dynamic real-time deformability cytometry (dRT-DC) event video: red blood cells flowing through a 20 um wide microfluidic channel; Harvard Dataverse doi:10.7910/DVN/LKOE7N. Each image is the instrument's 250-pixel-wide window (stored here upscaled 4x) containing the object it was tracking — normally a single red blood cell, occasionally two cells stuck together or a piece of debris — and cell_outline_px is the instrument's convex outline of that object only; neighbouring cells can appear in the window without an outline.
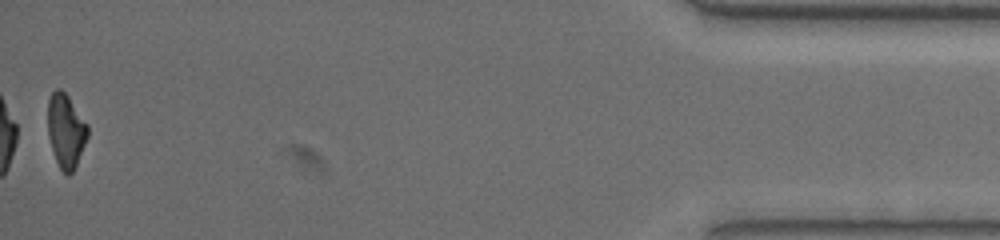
{"species": "common noctule bat (a hibernating species)", "species_latin": "Nyctalus noctula", "temperature_condition": "warm", "stored_images_in_passage": 50, "segment_of_instrument_passage": [2, 2], "camera_frame_rate_fps": 3000, "um_per_image_px": 0.085, "animal": {"sex": "female", "body_mass_g": 19.5, "forearm_length_mm": 54.1}, "frame": {"image": 1, "passage_image": 50, "time_ms": 16.333, "image_size_px": [1000, 240], "cell_outline_px": [[88, 136], [76, 164], [72, 172], [68, 176], [60, 168], [56, 160], [48, 136], [48, 100], [52, 92], [56, 88], [60, 88], [68, 96], [88, 124]], "centroid_in_image_um": [5.6, 11.08], "position_along_channel_um": 429.6, "area_um2": 16.99}}